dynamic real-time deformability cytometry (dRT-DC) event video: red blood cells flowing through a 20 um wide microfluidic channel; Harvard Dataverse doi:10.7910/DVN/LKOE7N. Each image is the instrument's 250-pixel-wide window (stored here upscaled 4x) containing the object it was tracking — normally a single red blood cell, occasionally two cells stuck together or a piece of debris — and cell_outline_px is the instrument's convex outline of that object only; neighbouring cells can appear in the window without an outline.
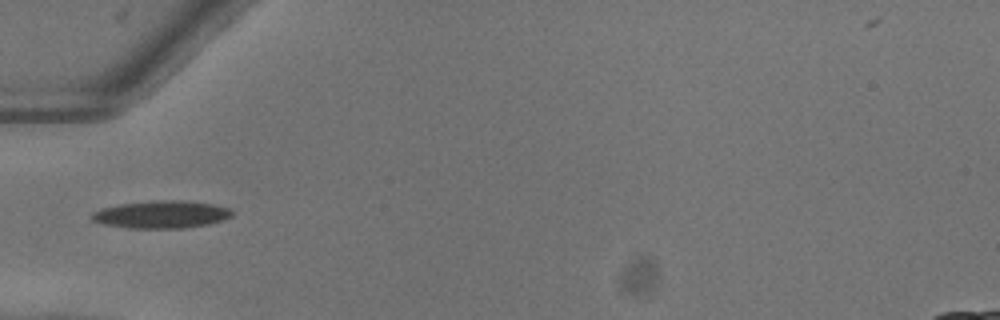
{"species": "common noctule bat (a hibernating species)", "species_latin": "Nyctalus noctula", "temperature_condition": "warm", "stored_images_in_passage": 35, "camera_frame_rate_fps": 3000, "um_per_image_px": 0.085, "animal": {"sex": "female"}, "frame": {"image": 1, "passage_image": 1, "time_ms": 0.0, "image_size_px": [1000, 320], "cell_outline_px": [[232, 216], [224, 220], [208, 224], [184, 228], [128, 228], [104, 224], [92, 220], [88, 216], [92, 212], [104, 208], [120, 204], [164, 200], [184, 200], [212, 204], [232, 208]], "centroid_in_image_um": [13.74, 18.23], "position_along_channel_um": 71.3, "area_um2": 22.48}}
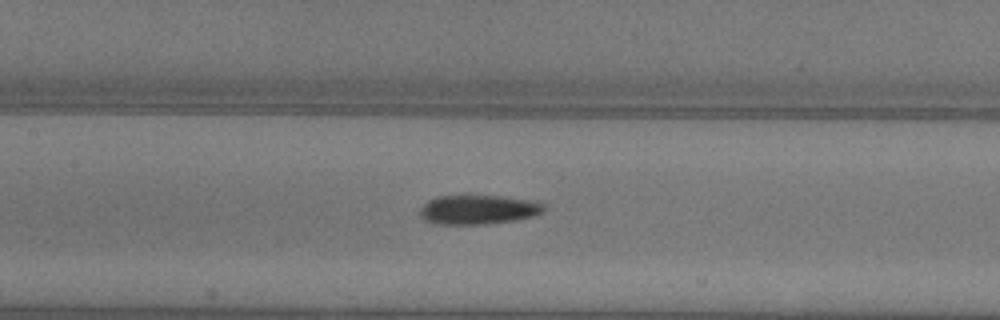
{"frame": {"image": 2, "passage_image": 8, "time_ms": 2.333, "image_size_px": [1000, 320], "cell_outline_px": [[544, 212], [532, 216], [516, 220], [488, 224], [436, 224], [424, 220], [420, 216], [420, 208], [428, 200], [436, 196], [468, 192], [536, 200], [544, 204]], "centroid_in_image_um": [40.63, 17.76], "position_along_channel_um": 166.8, "area_um2": 22.31}}
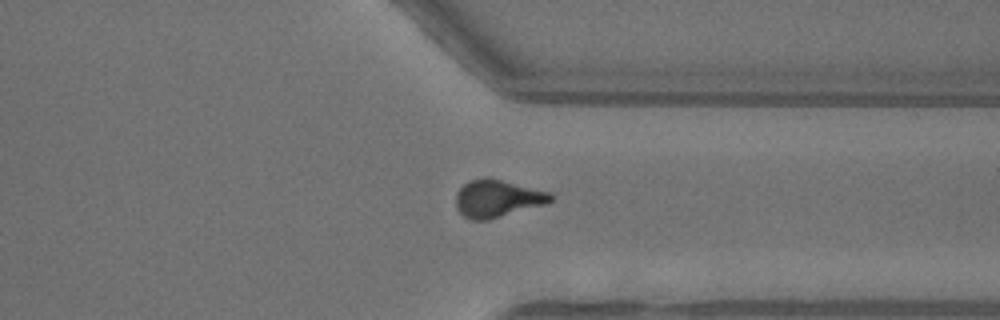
{"frame": {"image": 3, "passage_image": 23, "time_ms": 7.333, "image_size_px": [1000, 320], "cell_outline_px": [[556, 196], [552, 200], [544, 204], [488, 220], [472, 220], [464, 216], [456, 208], [456, 192], [464, 184], [472, 180], [484, 176], [488, 176], [552, 192]], "centroid_in_image_um": [42.29, 16.85], "position_along_channel_um": 369.1, "area_um2": 20.87}, "authors_computed_cell_mechanics": {"area_um2": 20.8658, "velocity_mm_per_s": 4.0672, "shape_relaxation_time_tau1_ms": 3.3673, "shape_relaxation_time_tau2_ms": 2.4089, "deformation_change_tau1": 0.171, "deformation_change_tau2": 0.1033}}